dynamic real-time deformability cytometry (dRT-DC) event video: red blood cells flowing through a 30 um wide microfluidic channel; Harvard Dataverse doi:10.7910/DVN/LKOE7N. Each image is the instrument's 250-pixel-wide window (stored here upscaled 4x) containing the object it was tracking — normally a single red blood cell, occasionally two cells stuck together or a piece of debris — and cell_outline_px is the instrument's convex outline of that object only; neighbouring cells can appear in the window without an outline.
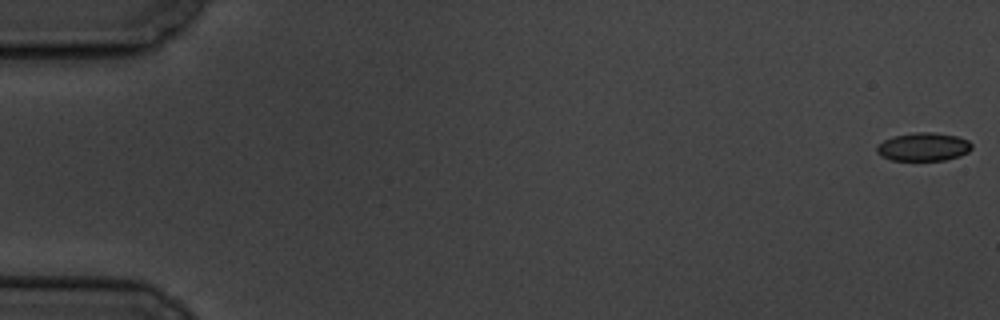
{"species": "common noctule bat (a hibernating species)", "species_latin": "Nyctalus noctula", "temperature_condition": "cold", "stored_images_in_passage": 5, "camera_frame_rate_fps": 3000, "um_per_image_px": 0.085, "animal": {"sex": "male", "body_mass_g": 19.5, "forearm_length_mm": 54.6}, "frame": {"image": 1, "passage_image": 1, "time_ms": 0.0, "image_size_px": [1000, 320], "cell_outline_px": [[972, 148], [968, 152], [960, 156], [944, 160], [892, 160], [880, 156], [876, 152], [876, 148], [884, 140], [892, 136], [916, 132], [932, 132], [956, 136], [968, 140], [972, 144]], "centroid_in_image_um": [78.49, 12.48], "position_along_channel_um": 6.5, "area_um2": 15.66}}
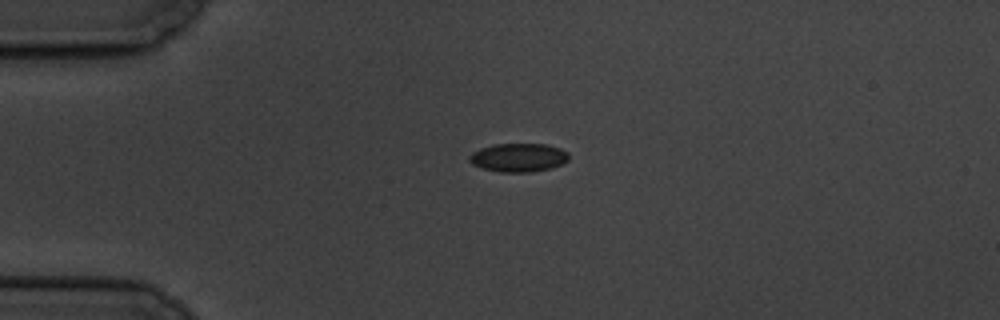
{"frame": {"image": 2, "passage_image": 5, "time_ms": 4.667, "image_size_px": [1000, 320], "cell_outline_px": [[568, 160], [552, 168], [532, 172], [500, 172], [480, 168], [472, 164], [468, 160], [468, 156], [472, 152], [480, 148], [492, 144], [548, 144], [560, 148], [568, 152]], "centroid_in_image_um": [44.04, 13.39], "position_along_channel_um": 41.0, "area_um2": 16.76}}